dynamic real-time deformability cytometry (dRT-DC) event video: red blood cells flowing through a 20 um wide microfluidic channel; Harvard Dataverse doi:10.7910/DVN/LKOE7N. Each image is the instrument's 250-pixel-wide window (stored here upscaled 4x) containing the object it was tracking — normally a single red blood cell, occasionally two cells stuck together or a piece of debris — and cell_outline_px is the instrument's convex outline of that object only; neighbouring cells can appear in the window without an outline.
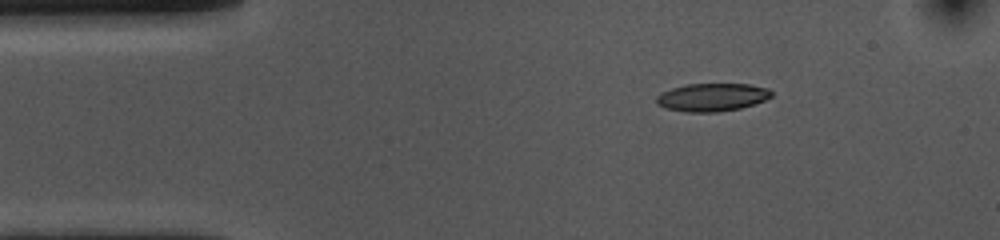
{"species": "common noctule bat (a hibernating species)", "species_latin": "Nyctalus noctula", "temperature_condition": "cold", "stored_images_in_passage": 47, "camera_frame_rate_fps": 3000, "um_per_image_px": 0.085, "animal": {"sex": "female", "body_mass_g": 10.0, "forearm_length_mm": 53.1}, "frame": {"image": 1, "passage_image": 1, "time_ms": 0.0, "image_size_px": [1000, 240], "cell_outline_px": [[772, 96], [764, 100], [740, 108], [716, 112], [688, 112], [668, 108], [656, 104], [656, 96], [672, 88], [688, 84], [748, 84], [768, 88], [772, 92]], "centroid_in_image_um": [60.53, 8.26], "position_along_channel_um": 24.5, "area_um2": 18.5}}
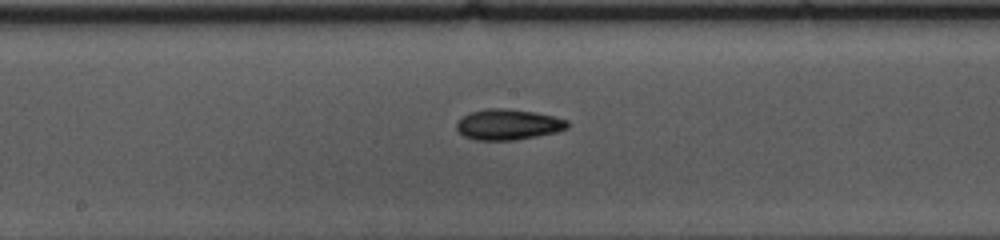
{"frame": {"image": 2, "passage_image": 20, "time_ms": 6.333, "image_size_px": [1000, 240], "cell_outline_px": [[568, 128], [556, 132], [516, 140], [476, 140], [464, 136], [456, 128], [456, 124], [464, 116], [472, 112], [488, 108], [504, 108], [532, 112], [552, 116], [568, 120]], "centroid_in_image_um": [43.19, 10.59], "position_along_channel_um": 205.0, "area_um2": 19.54}}
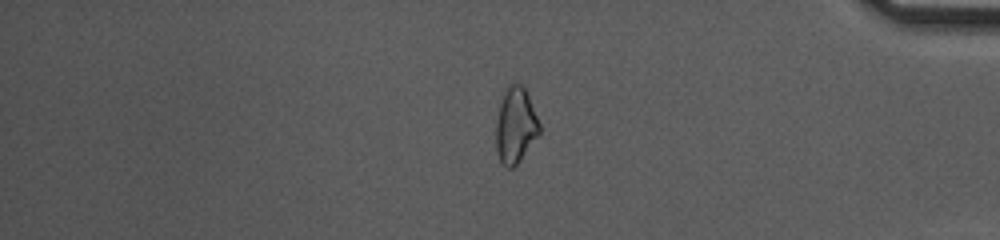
{"frame": {"image": 3, "passage_image": 38, "time_ms": 12.333, "image_size_px": [1000, 240], "cell_outline_px": [[540, 132], [516, 164], [512, 168], [504, 168], [496, 152], [496, 124], [500, 104], [504, 92], [508, 84], [520, 84], [524, 88], [528, 96], [540, 124]], "centroid_in_image_um": [43.8, 10.67], "position_along_channel_um": 391.4, "area_um2": 18.79}, "authors_computed_cell_mechanics": {"area_um2": 19.2474, "velocity_mm_per_s": 3.634, "shape_relaxation_time_tau1_ms": 6.3031, "shape_relaxation_time_tau2_ms": 6.4598, "deformation_change_tau1": 0.1482, "deformation_change_tau2": 0.137}}